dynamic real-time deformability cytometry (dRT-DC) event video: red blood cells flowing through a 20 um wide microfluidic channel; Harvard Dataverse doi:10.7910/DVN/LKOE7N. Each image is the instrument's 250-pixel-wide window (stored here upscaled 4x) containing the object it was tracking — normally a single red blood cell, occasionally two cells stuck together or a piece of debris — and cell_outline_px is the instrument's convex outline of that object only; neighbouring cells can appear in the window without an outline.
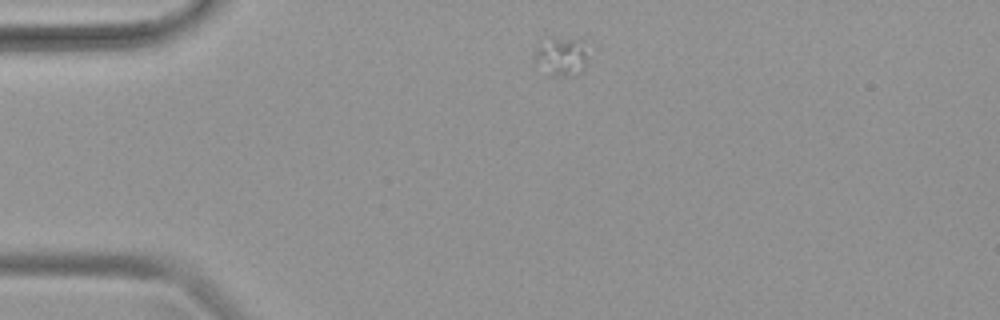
{"species": "common noctule bat (a hibernating species)", "species_latin": "Nyctalus noctula", "temperature_condition": "warm", "stored_images_in_passage": 3, "camera_frame_rate_fps": 3000, "um_per_image_px": 0.085, "animal": {"sex": "female", "body_mass_g": 19.9}, "frame": {"image": 1, "passage_image": 1, "time_ms": 0.0, "image_size_px": [1000, 320], "cell_outline_px": [[588, 60], [580, 72], [548, 76], [532, 64], [532, 60], [536, 48], [552, 36], [584, 40]], "centroid_in_image_um": [47.65, 4.77], "position_along_channel_um": 37.4, "area_um2": 12.37}}